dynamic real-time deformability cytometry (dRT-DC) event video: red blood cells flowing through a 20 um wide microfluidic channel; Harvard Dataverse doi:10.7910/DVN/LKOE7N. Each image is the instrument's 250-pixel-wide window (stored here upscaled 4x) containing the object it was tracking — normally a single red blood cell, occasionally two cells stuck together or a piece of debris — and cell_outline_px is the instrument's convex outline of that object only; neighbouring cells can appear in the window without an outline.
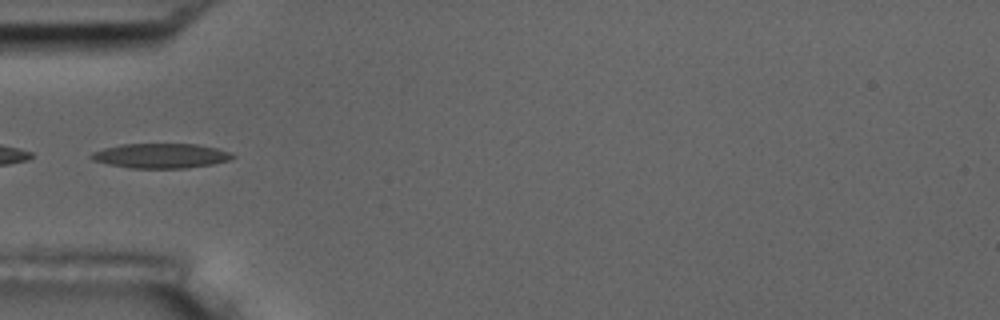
{"species": "common noctule bat (a hibernating species)", "species_latin": "Nyctalus noctula", "temperature_condition": "room temperature", "stored_images_in_passage": 2, "camera_frame_rate_fps": 3000, "um_per_image_px": 0.085, "animal": {"sex": "male", "body_mass_g": 17.5, "forearm_length_mm": 52.3}, "frame": {"image": 1, "passage_image": 2, "time_ms": 1.0, "image_size_px": [1000, 320], "cell_outline_px": [[236, 156], [228, 160], [212, 164], [184, 168], [128, 168], [108, 164], [92, 160], [88, 156], [92, 152], [104, 148], [120, 144], [196, 144], [216, 148], [232, 152]], "centroid_in_image_um": [13.64, 13.24], "position_along_channel_um": 71.4, "area_um2": 20.4}}